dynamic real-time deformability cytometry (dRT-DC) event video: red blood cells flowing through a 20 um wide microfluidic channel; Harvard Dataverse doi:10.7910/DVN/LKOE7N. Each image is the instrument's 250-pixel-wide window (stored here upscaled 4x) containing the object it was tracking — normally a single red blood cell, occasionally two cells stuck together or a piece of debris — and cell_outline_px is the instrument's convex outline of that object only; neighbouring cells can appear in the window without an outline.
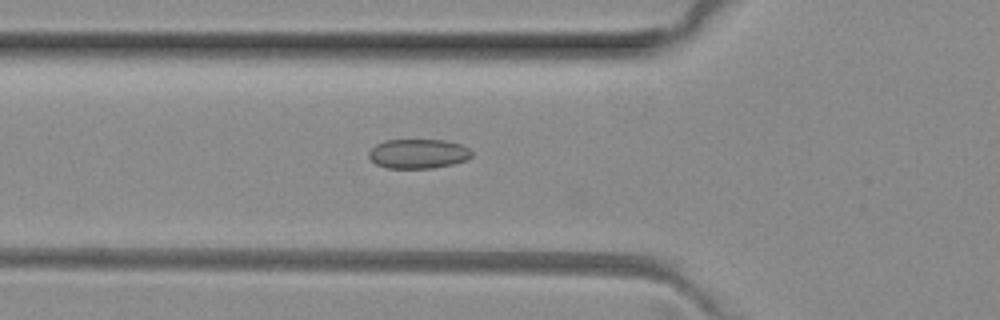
{"species": "common noctule bat (a hibernating species)", "species_latin": "Nyctalus noctula", "temperature_condition": "room temperature", "stored_images_in_passage": 50, "camera_frame_rate_fps": 3000, "um_per_image_px": 0.085, "animal": {"sex": "female", "body_mass_g": 29.2, "forearm_length_mm": 56.3}, "frame": {"image": 1, "passage_image": 17, "time_ms": 5.333, "image_size_px": [1000, 320], "cell_outline_px": [[472, 156], [468, 160], [452, 164], [432, 168], [388, 168], [376, 164], [368, 156], [368, 152], [376, 144], [384, 140], [444, 140], [460, 144], [468, 148], [472, 152]], "centroid_in_image_um": [35.55, 13.06], "position_along_channel_um": 90.3, "area_um2": 17.69}}
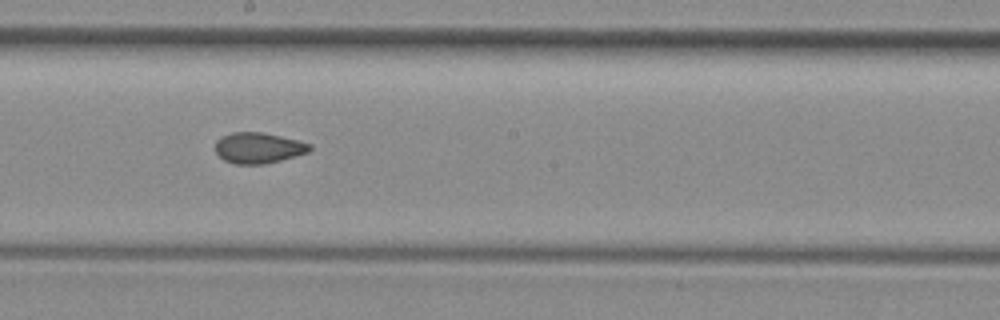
{"frame": {"image": 2, "passage_image": 27, "time_ms": 8.667, "image_size_px": [1000, 320], "cell_outline_px": [[312, 148], [308, 152], [280, 160], [264, 164], [236, 164], [224, 160], [216, 152], [216, 140], [220, 136], [232, 132], [260, 132], [280, 136], [312, 144]], "centroid_in_image_um": [21.94, 12.56], "position_along_channel_um": 226.3, "area_um2": 16.82}}
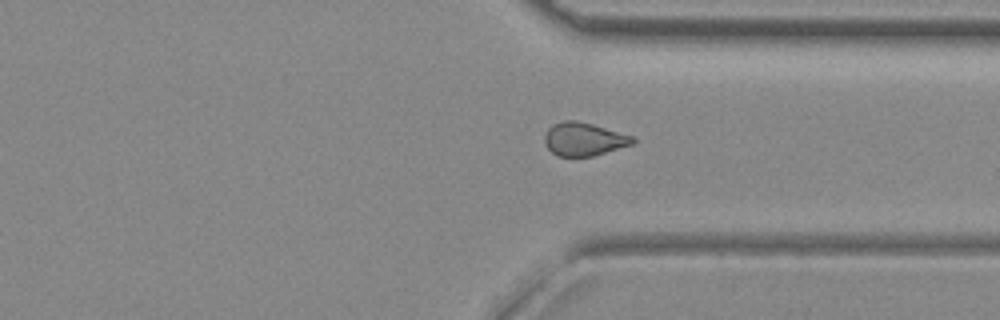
{"frame": {"image": 3, "passage_image": 37, "time_ms": 12.0, "image_size_px": [1000, 320], "cell_outline_px": [[636, 140], [632, 144], [592, 156], [556, 156], [544, 144], [544, 136], [548, 128], [552, 124], [564, 120], [576, 120], [592, 124], [632, 136]], "centroid_in_image_um": [49.57, 11.82], "position_along_channel_um": 361.8, "area_um2": 16.94}, "authors_computed_cell_mechanics": {"area_um2": 17.3978, "velocity_mm_per_s": 4.0633, "shape_relaxation_time_tau1_ms": null, "shape_relaxation_time_tau2_ms": 2.25, "deformation_change_tau1": null, "deformation_change_tau2": 0.0674}}